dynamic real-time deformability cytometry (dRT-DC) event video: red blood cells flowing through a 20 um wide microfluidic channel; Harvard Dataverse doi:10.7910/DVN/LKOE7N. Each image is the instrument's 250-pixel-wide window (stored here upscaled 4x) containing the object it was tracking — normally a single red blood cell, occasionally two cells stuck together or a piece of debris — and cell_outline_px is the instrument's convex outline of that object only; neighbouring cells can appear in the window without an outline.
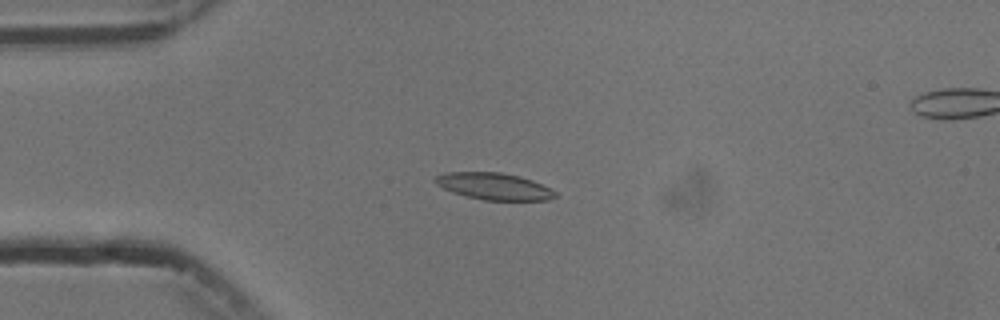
{"species": "common noctule bat (a hibernating species)", "species_latin": "Nyctalus noctula", "temperature_condition": "cold", "stored_images_in_passage": 11, "camera_frame_rate_fps": 3000, "um_per_image_px": 0.085, "animal": {"sex": "male", "body_mass_g": 13.3}, "frame": {"image": 1, "passage_image": 4, "time_ms": 4.333, "image_size_px": [1000, 320], "cell_outline_px": [[556, 196], [548, 200], [484, 200], [452, 192], [436, 184], [432, 180], [436, 176], [448, 172], [500, 172], [520, 176], [532, 180], [556, 192]], "centroid_in_image_um": [41.97, 15.83], "position_along_channel_um": 43.0, "area_um2": 18.55}}
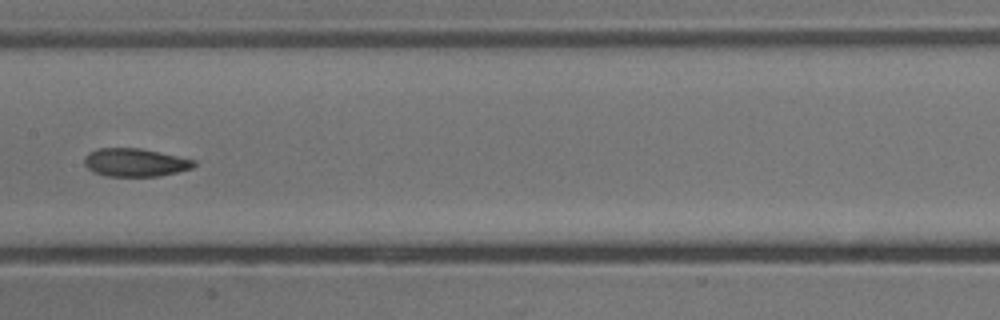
{"frame": {"image": 2, "passage_image": 8, "time_ms": 9.0, "image_size_px": [1000, 320], "cell_outline_px": [[196, 164], [192, 168], [160, 176], [108, 176], [96, 172], [88, 168], [84, 164], [84, 160], [88, 152], [96, 148], [140, 148], [196, 160]], "centroid_in_image_um": [11.49, 13.8], "position_along_channel_um": 195.9, "area_um2": 17.86}}
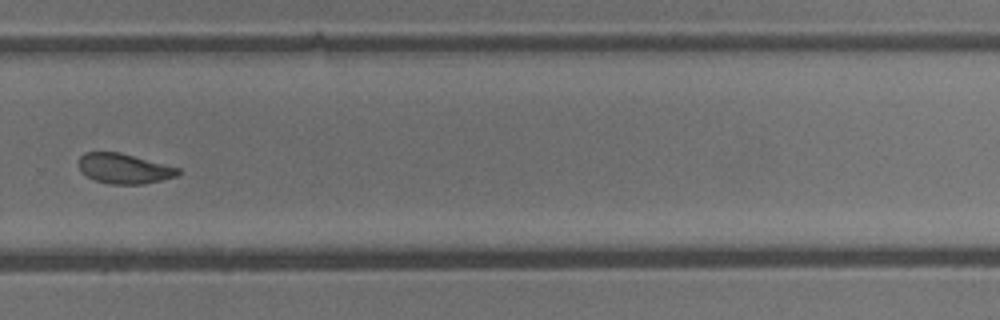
{"frame": {"image": 3, "passage_image": 11, "time_ms": 12.333, "image_size_px": [1000, 320], "cell_outline_px": [[180, 172], [176, 176], [144, 184], [108, 184], [96, 180], [80, 172], [80, 156], [84, 152], [120, 152], [180, 168]], "centroid_in_image_um": [10.55, 14.32], "position_along_channel_um": 319.3, "area_um2": 17.28}}